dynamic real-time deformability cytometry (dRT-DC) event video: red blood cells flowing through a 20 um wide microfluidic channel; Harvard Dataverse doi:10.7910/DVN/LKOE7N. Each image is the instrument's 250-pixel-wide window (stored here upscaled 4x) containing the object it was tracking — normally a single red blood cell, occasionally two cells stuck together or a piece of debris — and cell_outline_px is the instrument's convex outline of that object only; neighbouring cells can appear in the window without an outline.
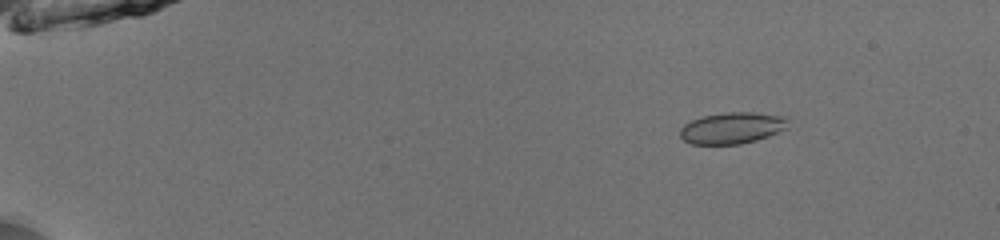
{"species": "common noctule bat (a hibernating species)", "species_latin": "Nyctalus noctula", "temperature_condition": "room temperature", "stored_images_in_passage": 53, "camera_frame_rate_fps": 3000, "um_per_image_px": 0.085, "animal": {"sex": "male", "body_mass_g": 13.0, "forearm_length_mm": 53.1}, "frame": {"image": 1, "passage_image": 9, "time_ms": 2.667, "image_size_px": [1000, 240], "cell_outline_px": [[788, 128], [768, 136], [756, 140], [740, 144], [692, 144], [684, 140], [680, 136], [680, 128], [684, 124], [692, 120], [704, 116], [724, 112], [752, 112], [788, 116]], "centroid_in_image_um": [62.26, 10.87], "position_along_channel_um": 22.7, "area_um2": 19.88}}
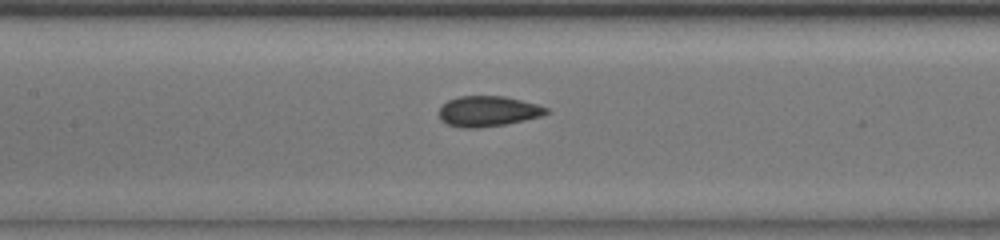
{"frame": {"image": 2, "passage_image": 28, "time_ms": 9.0, "image_size_px": [1000, 240], "cell_outline_px": [[552, 112], [540, 116], [524, 120], [504, 124], [476, 128], [464, 128], [448, 124], [440, 120], [440, 108], [448, 100], [460, 96], [504, 96], [536, 104], [548, 108]], "centroid_in_image_um": [41.49, 9.45], "position_along_channel_um": 165.9, "area_um2": 18.84}}
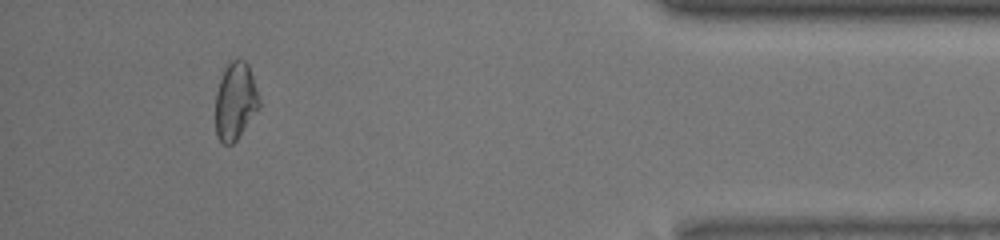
{"frame": {"image": 3, "passage_image": 50, "time_ms": 16.333, "image_size_px": [1000, 240], "cell_outline_px": [[260, 108], [236, 140], [232, 144], [224, 144], [216, 136], [216, 92], [224, 68], [232, 60], [244, 60], [248, 64], [260, 100]], "centroid_in_image_um": [20.01, 8.61], "position_along_channel_um": 415.2, "area_um2": 19.59}, "authors_computed_cell_mechanics": {"area_um2": 19.5942, "velocity_mm_per_s": 3.9716, "shape_relaxation_time_tau1_ms": 5.0514, "shape_relaxation_time_tau2_ms": 1.176, "deformation_change_tau1": 0.103, "deformation_change_tau2": 0.0529}}